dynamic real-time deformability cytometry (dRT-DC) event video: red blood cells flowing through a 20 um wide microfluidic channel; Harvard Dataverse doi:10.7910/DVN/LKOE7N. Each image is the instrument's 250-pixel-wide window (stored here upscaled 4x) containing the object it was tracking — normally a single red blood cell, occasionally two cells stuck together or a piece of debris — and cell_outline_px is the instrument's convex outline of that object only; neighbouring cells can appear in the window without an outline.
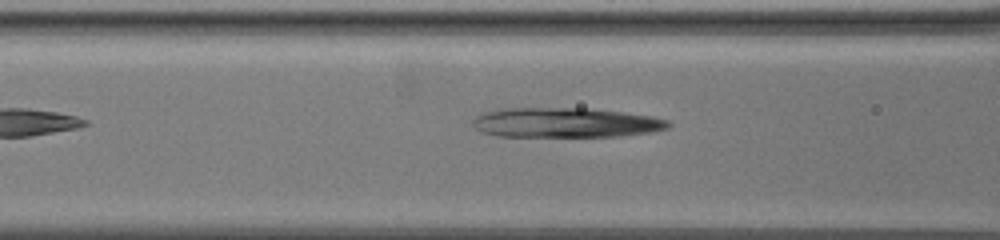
{"species": "common noctule bat (a hibernating species)", "species_latin": "Nyctalus noctula", "temperature_condition": "warm", "stored_images_in_passage": 5, "camera_frame_rate_fps": 3000, "um_per_image_px": 0.085, "animal": {"sex": "female", "body_mass_g": 19.5, "forearm_length_mm": 54.1}, "frame": {"image": 1, "passage_image": 3, "time_ms": 0.667, "image_size_px": [1000, 240], "cell_outline_px": [[672, 124], [668, 128], [648, 132], [620, 136], [496, 136], [484, 132], [476, 128], [472, 124], [472, 120], [476, 116], [484, 112], [500, 108], [584, 108], [620, 112], [652, 116], [668, 120]], "centroid_in_image_um": [48.04, 10.42], "position_along_channel_um": 118.6, "area_um2": 33.76}}